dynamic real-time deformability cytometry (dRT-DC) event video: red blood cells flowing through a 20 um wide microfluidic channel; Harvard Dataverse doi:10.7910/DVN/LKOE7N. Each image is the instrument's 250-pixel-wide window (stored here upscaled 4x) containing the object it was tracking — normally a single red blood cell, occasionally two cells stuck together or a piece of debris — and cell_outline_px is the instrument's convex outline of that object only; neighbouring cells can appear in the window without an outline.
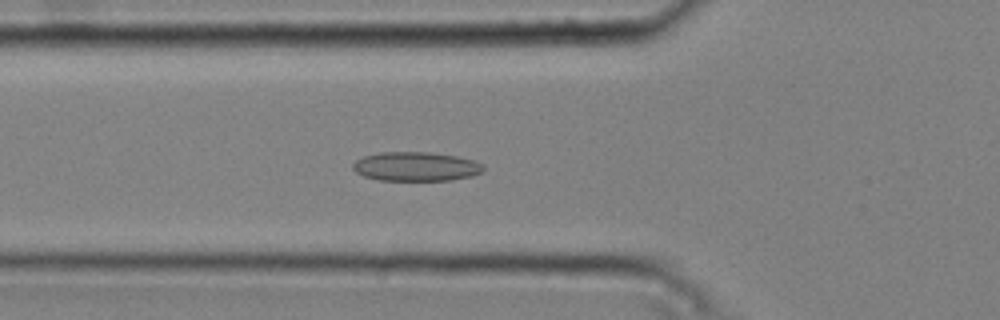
{"species": "common noctule bat (a hibernating species)", "species_latin": "Nyctalus noctula", "temperature_condition": "cold", "stored_images_in_passage": 48, "camera_frame_rate_fps": 3000, "um_per_image_px": 0.085, "animal": {"sex": "male", "body_mass_g": 20.4}, "frame": {"image": 1, "passage_image": 16, "time_ms": 5.0, "image_size_px": [1000, 320], "cell_outline_px": [[484, 168], [480, 172], [472, 176], [452, 180], [380, 180], [364, 176], [356, 172], [352, 168], [352, 164], [356, 160], [364, 156], [380, 152], [428, 152], [456, 156], [472, 160], [484, 164]], "centroid_in_image_um": [35.34, 14.15], "position_along_channel_um": 90.5, "area_um2": 22.08}}
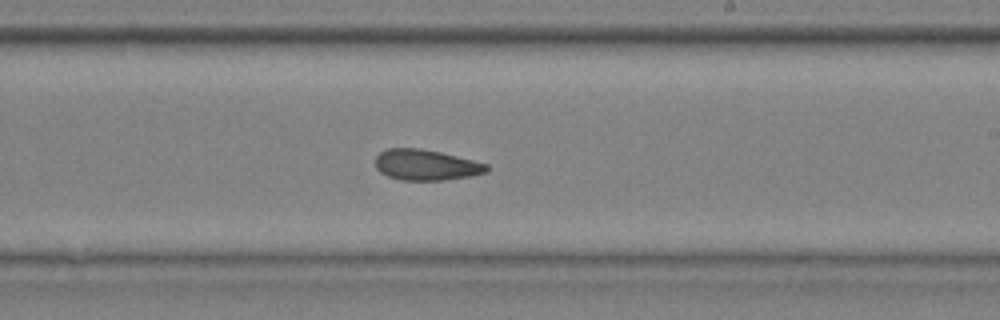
{"frame": {"image": 2, "passage_image": 29, "time_ms": 9.333, "image_size_px": [1000, 320], "cell_outline_px": [[488, 172], [472, 176], [444, 180], [400, 180], [388, 176], [380, 172], [376, 168], [376, 156], [380, 152], [388, 148], [420, 148], [440, 152], [488, 164]], "centroid_in_image_um": [36.21, 14.02], "position_along_channel_um": 252.8, "area_um2": 19.94}}
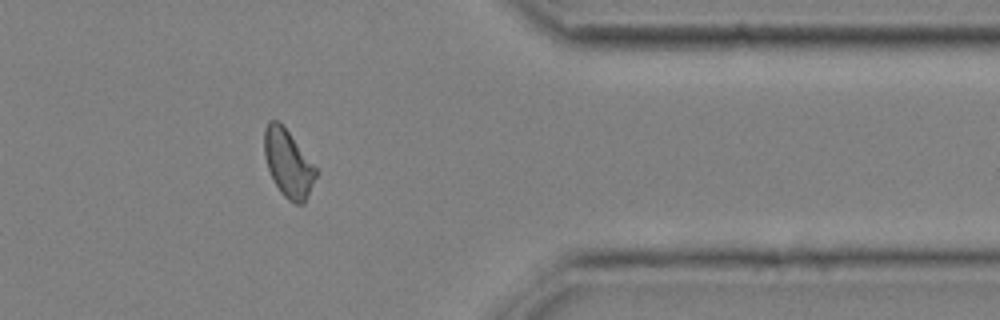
{"frame": {"image": 3, "passage_image": 41, "time_ms": 13.333, "image_size_px": [1000, 320], "cell_outline_px": [[316, 176], [304, 204], [296, 204], [288, 200], [280, 192], [268, 168], [264, 156], [264, 128], [268, 120], [276, 120], [288, 132], [316, 168]], "centroid_in_image_um": [24.47, 13.9], "position_along_channel_um": 386.9, "area_um2": 19.77}, "authors_computed_cell_mechanics": {"area_um2": 20.5768, "velocity_mm_per_s": 3.746, "shape_relaxation_time_tau1_ms": null, "shape_relaxation_time_tau2_ms": 3.4441, "deformation_change_tau1": null, "deformation_change_tau2": 0.0857}}